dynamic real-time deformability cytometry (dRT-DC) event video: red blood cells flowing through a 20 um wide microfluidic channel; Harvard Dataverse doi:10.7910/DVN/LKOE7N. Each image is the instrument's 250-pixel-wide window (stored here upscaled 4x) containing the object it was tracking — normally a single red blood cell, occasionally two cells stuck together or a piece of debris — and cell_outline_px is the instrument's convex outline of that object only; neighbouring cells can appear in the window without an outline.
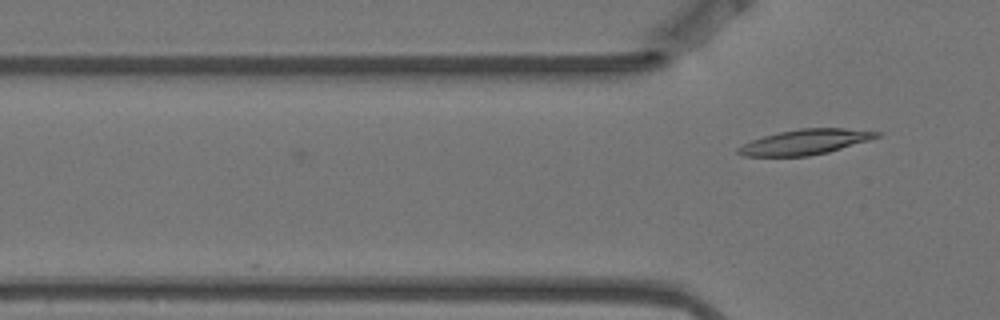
{"species": "Egyptian fruit bat (a non-hibernating species)", "species_latin": "Rousettus aegyptiacus", "temperature_condition": "warm", "stored_images_in_passage": 5, "camera_frame_rate_fps": 3000, "um_per_image_px": 0.085, "animal": {"sex": "female"}, "frame": {"image": 1, "passage_image": 5, "time_ms": 1.333, "image_size_px": [1000, 320], "cell_outline_px": [[880, 136], [868, 140], [828, 152], [808, 156], [744, 156], [736, 152], [736, 148], [752, 140], [764, 136], [780, 132], [800, 128], [844, 128], [880, 132]], "centroid_in_image_um": [68.42, 12.07], "position_along_channel_um": 57.4, "area_um2": 20.06}}